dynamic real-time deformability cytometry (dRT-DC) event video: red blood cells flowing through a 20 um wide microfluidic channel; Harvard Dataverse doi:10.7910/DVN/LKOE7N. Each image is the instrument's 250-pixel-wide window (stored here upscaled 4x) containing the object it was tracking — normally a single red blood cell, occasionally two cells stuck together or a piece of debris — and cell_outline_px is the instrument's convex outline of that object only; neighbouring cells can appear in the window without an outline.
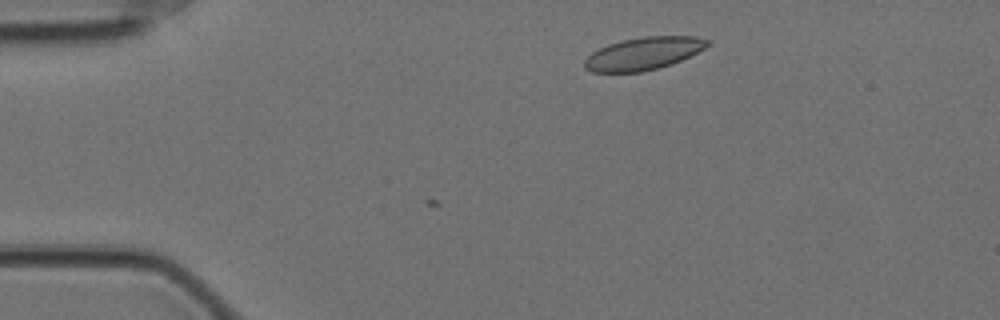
{"species": "Egyptian fruit bat (a non-hibernating species)", "species_latin": "Rousettus aegyptiacus", "temperature_condition": "cold", "stored_images_in_passage": 3, "camera_frame_rate_fps": 3000, "um_per_image_px": 0.085, "animal": {"sex": "female"}, "frame": {"image": 1, "passage_image": 1, "time_ms": 0.0, "image_size_px": [1000, 320], "cell_outline_px": [[712, 44], [672, 64], [640, 72], [592, 72], [584, 68], [584, 60], [592, 52], [608, 44], [624, 40], [644, 36], [696, 36], [712, 40]], "centroid_in_image_um": [54.71, 4.54], "position_along_channel_um": 30.3, "area_um2": 23.29}}